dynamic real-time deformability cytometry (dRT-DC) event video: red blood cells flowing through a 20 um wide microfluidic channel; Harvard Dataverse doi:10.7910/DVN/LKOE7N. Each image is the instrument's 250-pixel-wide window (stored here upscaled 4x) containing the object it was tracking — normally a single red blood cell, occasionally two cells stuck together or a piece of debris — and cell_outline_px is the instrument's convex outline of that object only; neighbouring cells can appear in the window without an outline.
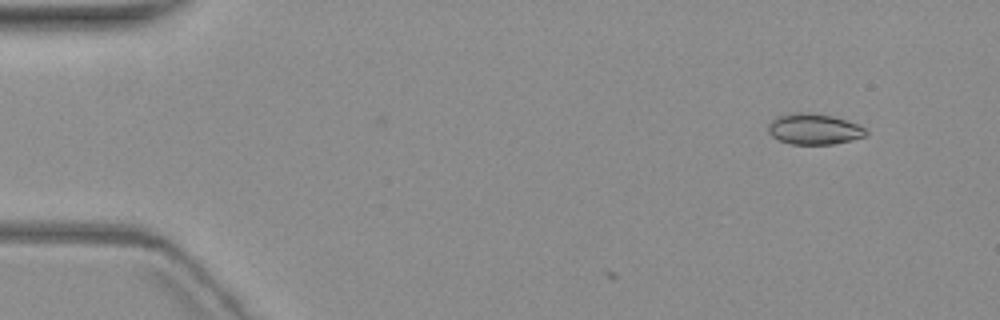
{"species": "common noctule bat (a hibernating species)", "species_latin": "Nyctalus noctula", "temperature_condition": "warm", "stored_images_in_passage": 2, "camera_frame_rate_fps": 3000, "um_per_image_px": 0.085, "animal": {"sex": "female", "body_mass_g": 19.3, "forearm_length_mm": 54.1}, "frame": {"image": 1, "passage_image": 2, "time_ms": 1.0, "image_size_px": [1000, 320], "cell_outline_px": [[868, 132], [864, 136], [852, 140], [832, 144], [792, 144], [780, 140], [772, 136], [768, 132], [768, 124], [776, 116], [788, 112], [808, 112], [832, 116], [856, 124], [864, 128]], "centroid_in_image_um": [69.14, 10.96], "position_along_channel_um": 15.9, "area_um2": 17.51}}